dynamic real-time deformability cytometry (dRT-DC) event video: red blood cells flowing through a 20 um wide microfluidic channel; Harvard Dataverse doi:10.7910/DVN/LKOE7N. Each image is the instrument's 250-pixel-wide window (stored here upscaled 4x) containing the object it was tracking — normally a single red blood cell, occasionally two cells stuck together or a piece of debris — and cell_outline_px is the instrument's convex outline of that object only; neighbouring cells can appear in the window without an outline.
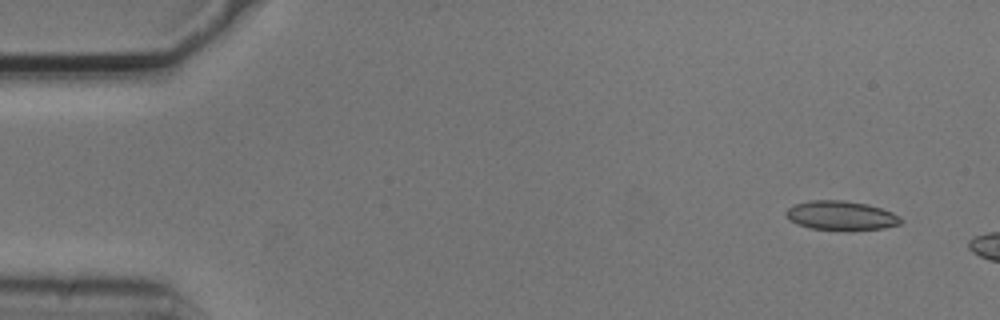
{"species": "common noctule bat (a hibernating species)", "species_latin": "Nyctalus noctula", "temperature_condition": "cold", "stored_images_in_passage": 4, "camera_frame_rate_fps": 3000, "um_per_image_px": 0.085, "animal": {"sex": "male", "body_mass_g": 20.5, "forearm_length_mm": 52.5}, "frame": {"image": 1, "passage_image": 2, "time_ms": 0.333, "image_size_px": [1000, 320], "cell_outline_px": [[904, 220], [900, 224], [884, 228], [852, 232], [844, 232], [812, 228], [796, 224], [788, 220], [784, 212], [788, 208], [796, 204], [812, 200], [844, 200], [868, 204], [892, 212], [900, 216]], "centroid_in_image_um": [71.51, 18.35], "position_along_channel_um": 13.5, "area_um2": 20.17}}